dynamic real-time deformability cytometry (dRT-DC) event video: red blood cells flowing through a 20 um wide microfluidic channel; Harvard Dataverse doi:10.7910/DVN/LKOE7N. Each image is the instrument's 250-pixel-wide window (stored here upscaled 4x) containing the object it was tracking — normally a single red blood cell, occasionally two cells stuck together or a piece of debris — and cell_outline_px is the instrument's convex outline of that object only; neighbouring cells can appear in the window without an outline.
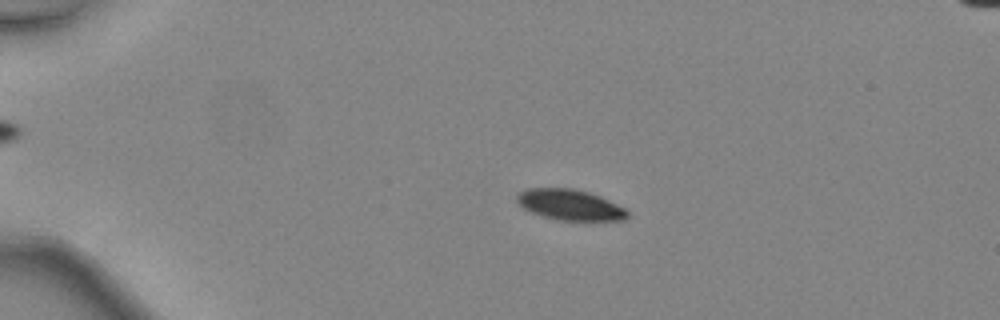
{"species": "common noctule bat (a hibernating species)", "species_latin": "Nyctalus noctula", "temperature_condition": "warm", "stored_images_in_passage": 42, "camera_frame_rate_fps": 3000, "um_per_image_px": 0.085, "animal": {"sex": "female", "body_mass_g": 24.6, "forearm_length_mm": 56.2}, "frame": {"image": 1, "passage_image": 5, "time_ms": 1.333, "image_size_px": [1000, 320], "cell_outline_px": [[628, 216], [624, 220], [556, 220], [532, 212], [524, 208], [516, 200], [516, 192], [528, 188], [576, 188], [600, 196], [624, 208], [628, 212]], "centroid_in_image_um": [48.42, 17.39], "position_along_channel_um": 36.6, "area_um2": 19.71}}
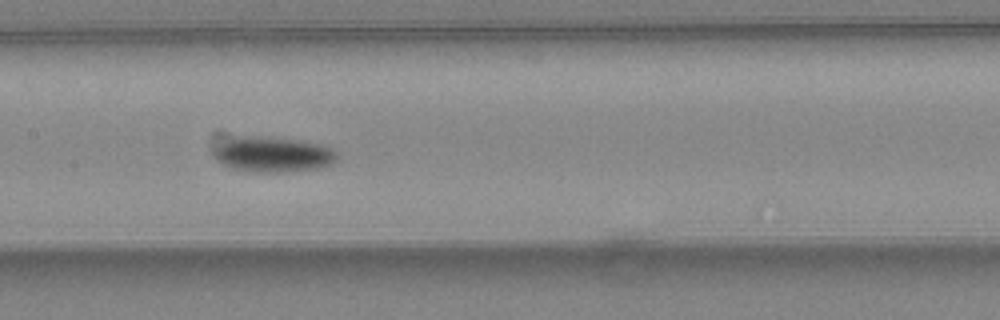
{"frame": {"image": 2, "passage_image": 19, "time_ms": 6.0, "image_size_px": [1000, 320], "cell_outline_px": [[340, 156], [332, 164], [316, 168], [284, 172], [248, 172], [228, 168], [220, 164], [216, 160], [212, 152], [212, 148], [232, 136], [256, 136], [300, 140], [320, 144], [332, 148], [340, 152]], "centroid_in_image_um": [23.16, 13.13], "position_along_channel_um": 184.2, "area_um2": 26.01}}
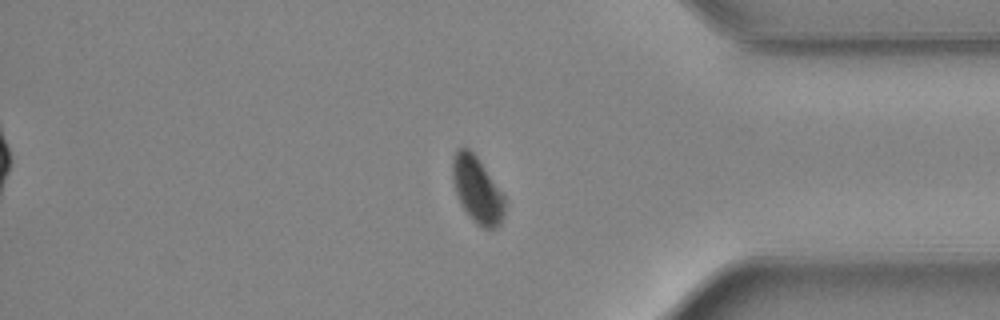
{"frame": {"image": 3, "passage_image": 34, "time_ms": 11.0, "image_size_px": [1000, 320], "cell_outline_px": [[504, 216], [500, 224], [496, 228], [484, 228], [476, 224], [472, 220], [464, 208], [456, 192], [452, 180], [452, 156], [460, 148], [468, 148], [476, 156], [504, 196]], "centroid_in_image_um": [40.55, 16.15], "position_along_channel_um": 394.7, "area_um2": 19.71}, "authors_computed_cell_mechanics": {"area_um2": 22.542, "velocity_mm_per_s": 4.5272, "shape_relaxation_time_tau1_ms": 2.1593, "shape_relaxation_time_tau2_ms": null, "deformation_change_tau1": 0.106, "deformation_change_tau2": null}}